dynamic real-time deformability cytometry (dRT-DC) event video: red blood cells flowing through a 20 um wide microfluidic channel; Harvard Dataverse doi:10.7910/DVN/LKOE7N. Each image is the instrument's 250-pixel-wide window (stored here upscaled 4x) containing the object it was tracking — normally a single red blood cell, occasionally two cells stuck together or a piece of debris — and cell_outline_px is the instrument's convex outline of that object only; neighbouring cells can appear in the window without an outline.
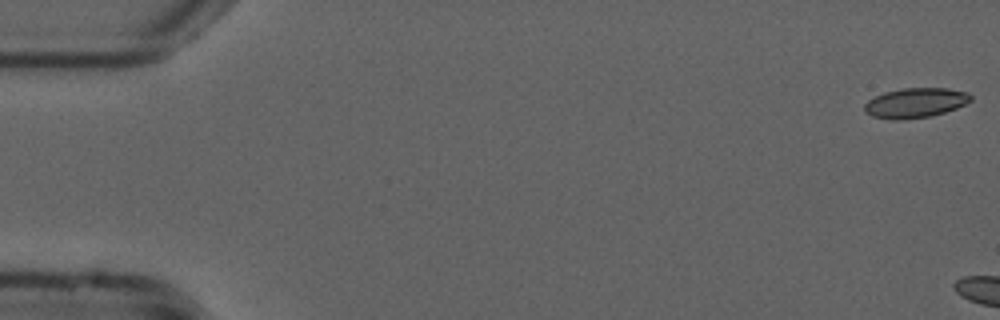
{"species": "common noctule bat (a hibernating species)", "species_latin": "Nyctalus noctula", "temperature_condition": "cold", "stored_images_in_passage": 5, "camera_frame_rate_fps": 3000, "um_per_image_px": 0.085, "animal": {"sex": "male", "forearm_length_mm": 52.5}, "frame": {"image": 1, "passage_image": 1, "time_ms": 0.0, "image_size_px": [1000, 320], "cell_outline_px": [[972, 100], [956, 108], [932, 116], [904, 120], [892, 120], [872, 116], [864, 112], [864, 104], [868, 100], [884, 92], [904, 88], [948, 88], [968, 92], [972, 96]], "centroid_in_image_um": [77.8, 8.75], "position_along_channel_um": 7.2, "area_um2": 18.61}}